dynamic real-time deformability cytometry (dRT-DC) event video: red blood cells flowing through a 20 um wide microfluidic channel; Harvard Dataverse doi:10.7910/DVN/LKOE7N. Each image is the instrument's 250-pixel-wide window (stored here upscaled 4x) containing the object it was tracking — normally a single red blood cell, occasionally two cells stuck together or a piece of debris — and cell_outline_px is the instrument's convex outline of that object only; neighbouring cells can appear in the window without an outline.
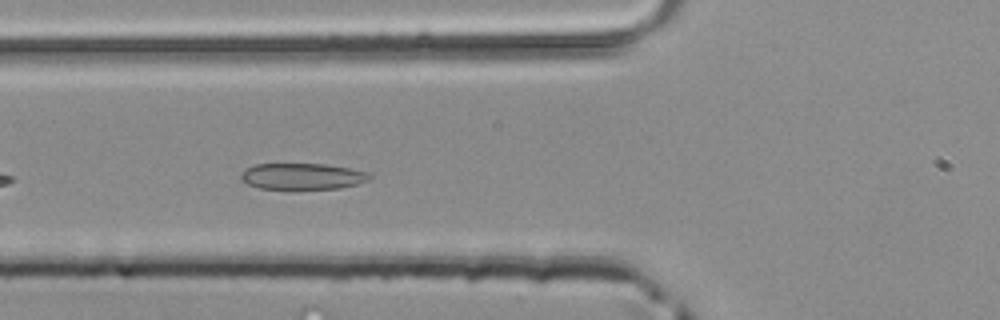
{"species": "common noctule bat (a hibernating species)", "species_latin": "Nyctalus noctula", "temperature_condition": "room temperature", "stored_images_in_passage": 28, "camera_frame_rate_fps": 3000, "um_per_image_px": 0.085, "animal": {"sex": "male", "body_mass_g": 20.4}, "frame": {"image": 1, "passage_image": 16, "time_ms": 5.0, "image_size_px": [1000, 320], "cell_outline_px": [[372, 176], [368, 180], [356, 184], [340, 188], [260, 188], [248, 184], [240, 180], [240, 176], [248, 168], [256, 164], [324, 164], [348, 168], [368, 172]], "centroid_in_image_um": [25.71, 14.98], "position_along_channel_um": 100.1, "area_um2": 19.25}}